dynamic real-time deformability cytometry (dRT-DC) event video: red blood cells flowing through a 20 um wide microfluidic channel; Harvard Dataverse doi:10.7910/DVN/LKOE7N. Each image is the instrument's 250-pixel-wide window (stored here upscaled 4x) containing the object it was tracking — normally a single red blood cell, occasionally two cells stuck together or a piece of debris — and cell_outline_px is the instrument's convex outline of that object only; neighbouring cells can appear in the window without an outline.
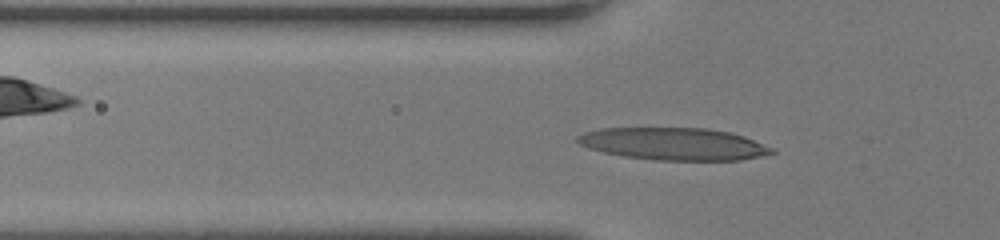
{"species": "human", "species_latin": "Homo sapiens", "temperature_condition": "room temperature", "stored_images_in_passage": 40, "camera_frame_rate_fps": 3000, "um_per_image_px": 0.085, "donor": {"sex": "female"}, "frame": {"image": 1, "passage_image": 11, "time_ms": 3.333, "image_size_px": [1000, 240], "cell_outline_px": [[776, 152], [760, 156], [740, 160], [656, 160], [624, 156], [604, 152], [588, 148], [580, 144], [576, 140], [576, 136], [584, 132], [600, 128], [708, 128], [732, 132], [744, 136], [772, 148]], "centroid_in_image_um": [57.25, 12.22], "position_along_channel_um": 68.5, "area_um2": 36.53}}
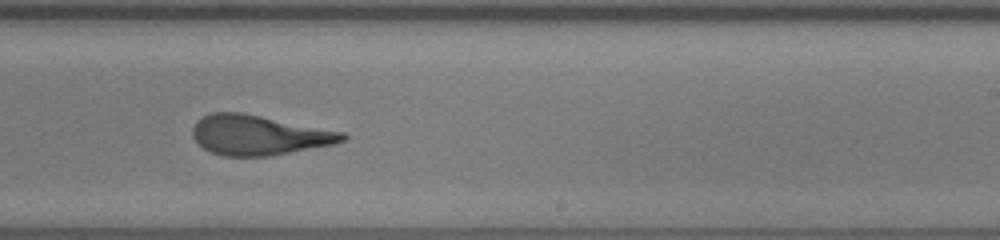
{"frame": {"image": 2, "passage_image": 25, "time_ms": 8.0, "image_size_px": [1000, 240], "cell_outline_px": [[348, 140], [332, 144], [268, 156], [224, 156], [212, 152], [204, 148], [192, 136], [192, 128], [196, 120], [212, 112], [240, 112], [344, 132], [348, 136]], "centroid_in_image_um": [21.98, 11.48], "position_along_channel_um": 267.0, "area_um2": 34.51}}
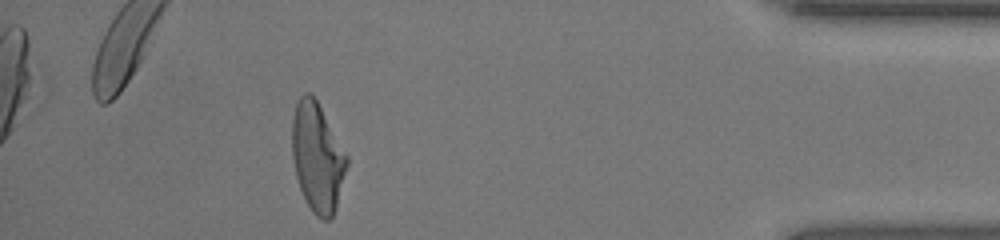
{"frame": {"image": 3, "passage_image": 38, "time_ms": 12.333, "image_size_px": [1000, 240], "cell_outline_px": [[348, 164], [336, 208], [332, 216], [328, 220], [324, 220], [316, 216], [312, 212], [300, 188], [296, 176], [292, 156], [292, 116], [296, 104], [300, 96], [304, 92], [312, 92], [348, 156]], "centroid_in_image_um": [26.97, 13.35], "position_along_channel_um": 408.2, "area_um2": 34.74}}